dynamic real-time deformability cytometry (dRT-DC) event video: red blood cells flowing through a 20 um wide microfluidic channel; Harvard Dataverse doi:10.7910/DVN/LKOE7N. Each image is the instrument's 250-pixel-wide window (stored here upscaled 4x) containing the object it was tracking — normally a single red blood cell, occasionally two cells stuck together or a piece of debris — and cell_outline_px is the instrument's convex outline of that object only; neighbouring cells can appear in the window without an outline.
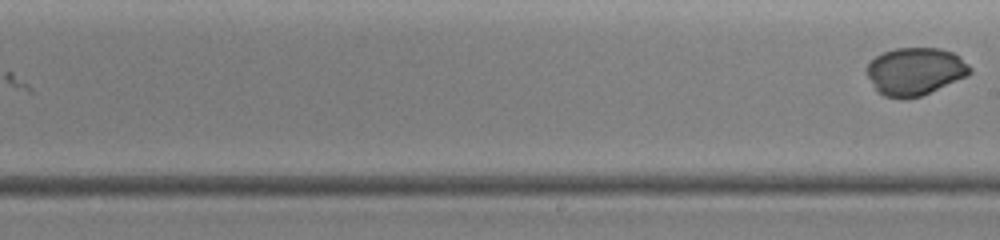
{"species": "common noctule bat (a hibernating species)", "species_latin": "Nyctalus noctula", "temperature_condition": "warm", "stored_images_in_passage": 18, "segment_of_instrument_passage": [2, 2], "camera_frame_rate_fps": 3000, "um_per_image_px": 0.085, "animal": {"sex": "female", "body_mass_g": 19.0, "forearm_length_mm": 51.5}, "frame": {"image": 1, "passage_image": 18, "time_ms": 5.667, "image_size_px": [1000, 240], "cell_outline_px": [[972, 72], [968, 76], [920, 96], [884, 96], [876, 92], [864, 72], [864, 68], [876, 56], [884, 52], [896, 48], [940, 48], [952, 52], [960, 56], [972, 68]], "centroid_in_image_um": [77.77, 6.04], "position_along_channel_um": 211.2, "area_um2": 28.55}}